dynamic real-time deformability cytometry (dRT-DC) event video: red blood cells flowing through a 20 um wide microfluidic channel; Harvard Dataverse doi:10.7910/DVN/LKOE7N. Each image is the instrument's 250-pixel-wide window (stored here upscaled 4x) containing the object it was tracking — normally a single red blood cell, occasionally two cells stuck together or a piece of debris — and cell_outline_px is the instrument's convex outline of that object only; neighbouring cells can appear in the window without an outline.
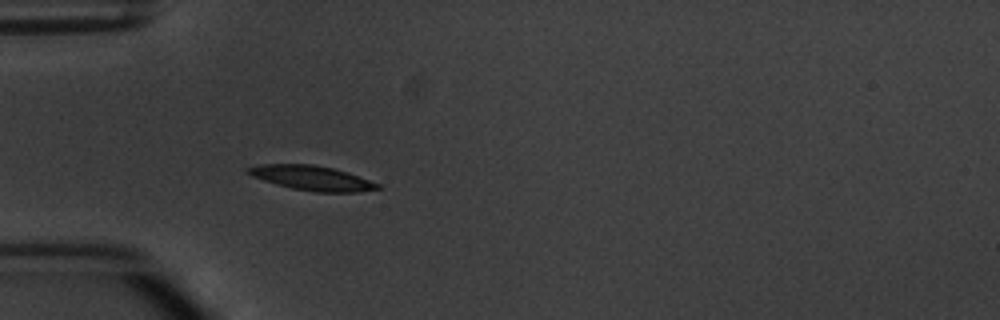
{"species": "common noctule bat (a hibernating species)", "species_latin": "Nyctalus noctula", "temperature_condition": "warm", "stored_images_in_passage": 5, "camera_frame_rate_fps": 3000, "um_per_image_px": 0.085, "animal": {"sex": "male", "body_mass_g": 20.1, "forearm_length_mm": 53.5}, "frame": {"image": 1, "passage_image": 5, "time_ms": 4.667, "image_size_px": [1000, 320], "cell_outline_px": [[384, 188], [360, 192], [316, 192], [292, 188], [276, 184], [252, 176], [244, 172], [244, 168], [260, 164], [312, 164], [332, 168], [348, 172], [380, 184]], "centroid_in_image_um": [26.51, 15.13], "position_along_channel_um": 58.5, "area_um2": 18.73}}